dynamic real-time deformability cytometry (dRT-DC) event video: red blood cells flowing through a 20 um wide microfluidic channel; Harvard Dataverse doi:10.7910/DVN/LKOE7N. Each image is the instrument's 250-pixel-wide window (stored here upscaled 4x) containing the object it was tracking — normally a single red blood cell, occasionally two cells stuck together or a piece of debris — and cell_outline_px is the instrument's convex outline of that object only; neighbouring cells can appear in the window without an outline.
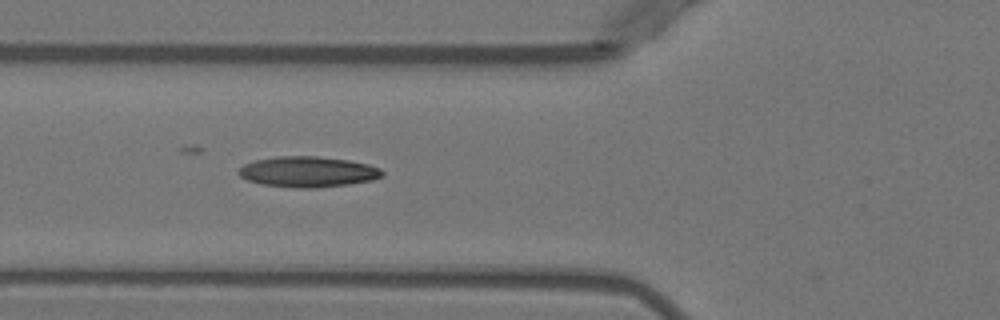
{"species": "Egyptian fruit bat (a non-hibernating species)", "species_latin": "Rousettus aegyptiacus", "temperature_condition": "warm", "stored_images_in_passage": 5, "camera_frame_rate_fps": 3000, "um_per_image_px": 0.085, "animal": {"sex": "female"}, "frame": {"image": 1, "passage_image": 5, "time_ms": 5.667, "image_size_px": [1000, 320], "cell_outline_px": [[384, 176], [372, 180], [348, 184], [316, 188], [292, 188], [260, 184], [248, 180], [240, 176], [236, 172], [244, 164], [256, 160], [276, 156], [316, 156], [348, 160], [368, 164], [380, 168], [384, 172]], "centroid_in_image_um": [26.16, 14.61], "position_along_channel_um": 99.6, "area_um2": 25.78}}